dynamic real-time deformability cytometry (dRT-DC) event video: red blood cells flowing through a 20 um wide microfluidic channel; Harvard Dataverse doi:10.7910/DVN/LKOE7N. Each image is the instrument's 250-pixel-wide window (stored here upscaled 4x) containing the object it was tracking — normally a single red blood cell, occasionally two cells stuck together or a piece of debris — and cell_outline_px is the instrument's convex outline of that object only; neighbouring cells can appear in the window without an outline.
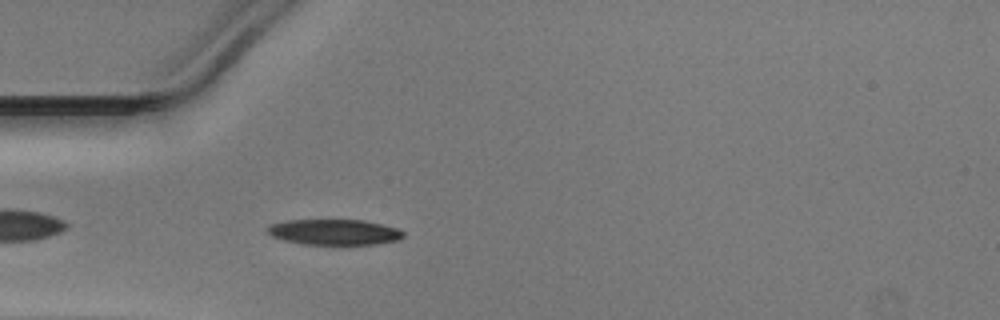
{"species": "Egyptian fruit bat (a non-hibernating species)", "species_latin": "Rousettus aegyptiacus", "temperature_condition": "warm", "stored_images_in_passage": 37, "camera_frame_rate_fps": 3000, "um_per_image_px": 0.085, "animal": {"sex": "male"}, "frame": {"image": 1, "passage_image": 3, "time_ms": 0.667, "image_size_px": [1000, 320], "cell_outline_px": [[404, 236], [400, 240], [372, 244], [304, 244], [284, 240], [272, 236], [264, 228], [272, 224], [284, 220], [364, 220], [396, 228], [404, 232]], "centroid_in_image_um": [28.39, 19.72], "position_along_channel_um": 56.6, "area_um2": 20.17}}
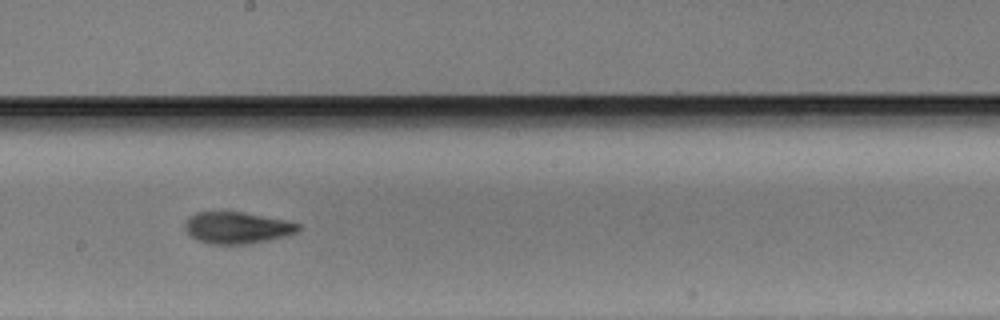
{"frame": {"image": 2, "passage_image": 16, "time_ms": 5.0, "image_size_px": [1000, 320], "cell_outline_px": [[300, 232], [288, 236], [252, 244], [212, 244], [196, 240], [184, 228], [184, 224], [188, 216], [196, 212], [244, 212], [288, 220], [300, 224]], "centroid_in_image_um": [20.2, 19.36], "position_along_channel_um": 228.0, "area_um2": 21.33}}
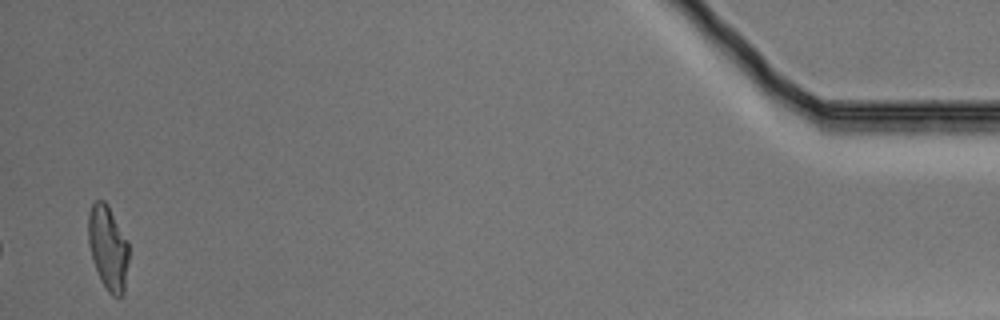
{"frame": {"image": 3, "passage_image": 37, "time_ms": 12.0, "image_size_px": [1000, 320], "cell_outline_px": [[128, 260], [124, 292], [120, 296], [112, 296], [108, 292], [100, 280], [92, 260], [88, 244], [88, 212], [92, 204], [96, 200], [104, 200], [108, 204], [128, 244]], "centroid_in_image_um": [9.15, 21.06], "position_along_channel_um": 426.0, "area_um2": 19.88}}